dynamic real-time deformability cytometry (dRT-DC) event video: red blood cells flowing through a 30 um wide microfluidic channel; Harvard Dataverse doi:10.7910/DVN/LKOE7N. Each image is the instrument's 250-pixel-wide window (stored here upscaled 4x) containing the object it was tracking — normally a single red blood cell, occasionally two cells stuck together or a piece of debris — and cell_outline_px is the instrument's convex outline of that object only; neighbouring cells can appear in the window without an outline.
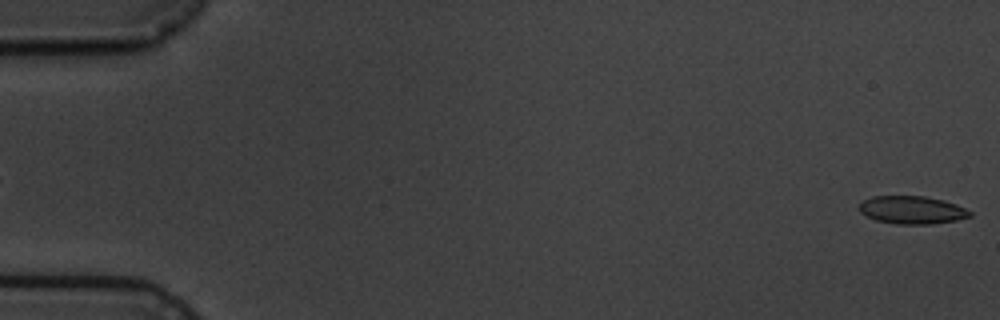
{"species": "common noctule bat (a hibernating species)", "species_latin": "Nyctalus noctula", "temperature_condition": "cold", "stored_images_in_passage": 6, "segment_of_instrument_passage": [2, 2], "camera_frame_rate_fps": 3000, "um_per_image_px": 0.085, "animal": {"sex": "male", "body_mass_g": 19.5, "forearm_length_mm": 54.6}, "frame": {"image": 1, "passage_image": 6, "time_ms": 6.667, "image_size_px": [1000, 320], "cell_outline_px": [[972, 216], [956, 220], [932, 224], [896, 224], [876, 220], [860, 212], [860, 204], [864, 200], [872, 196], [924, 196], [944, 200], [956, 204], [972, 212]], "centroid_in_image_um": [77.54, 17.84], "position_along_channel_um": 7.5, "area_um2": 17.92}}